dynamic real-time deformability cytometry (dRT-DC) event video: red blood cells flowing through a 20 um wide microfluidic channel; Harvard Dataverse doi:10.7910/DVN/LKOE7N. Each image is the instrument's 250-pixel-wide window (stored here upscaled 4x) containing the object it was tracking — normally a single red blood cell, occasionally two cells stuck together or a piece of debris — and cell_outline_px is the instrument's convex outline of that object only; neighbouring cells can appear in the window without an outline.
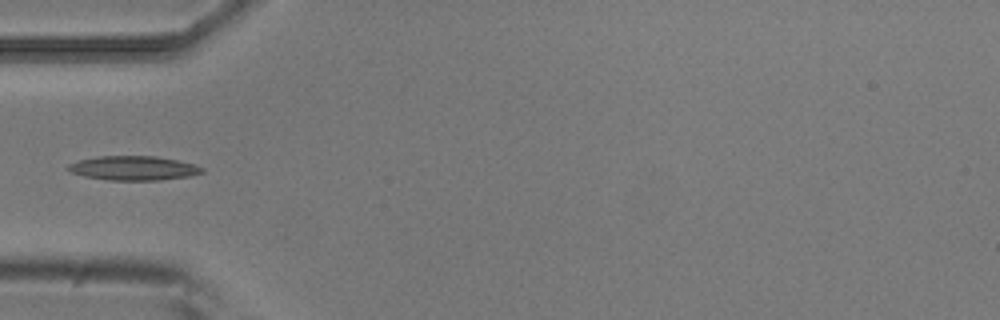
{"species": "common noctule bat (a hibernating species)", "species_latin": "Nyctalus noctula", "temperature_condition": "room temperature", "stored_images_in_passage": 5, "camera_frame_rate_fps": 3000, "um_per_image_px": 0.085, "animal": {"sex": "male", "body_mass_g": 20.5, "forearm_length_mm": 52.5}, "frame": {"image": 1, "passage_image": 1, "time_ms": 0.0, "image_size_px": [1000, 320], "cell_outline_px": [[204, 172], [188, 176], [160, 180], [108, 180], [84, 176], [72, 172], [64, 168], [68, 164], [80, 160], [96, 156], [156, 156], [176, 160], [192, 164], [204, 168]], "centroid_in_image_um": [11.31, 14.29], "position_along_channel_um": 73.7, "area_um2": 18.84}}
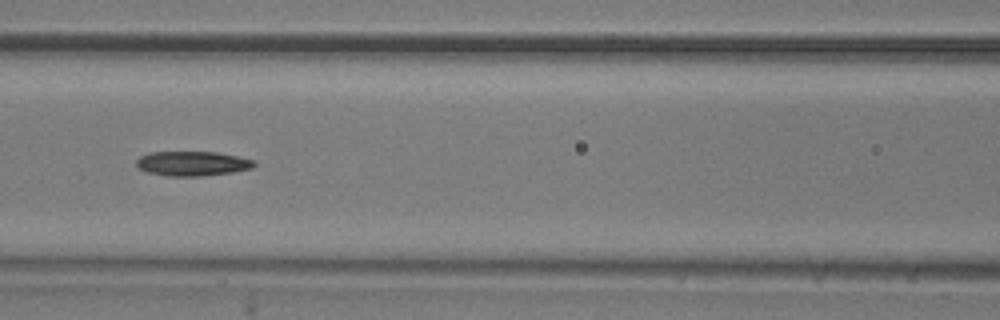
{"frame": {"image": 2, "passage_image": 3, "time_ms": 0.667, "image_size_px": [1000, 320], "cell_outline_px": [[256, 164], [252, 168], [232, 172], [200, 176], [168, 176], [148, 172], [140, 168], [136, 164], [136, 160], [140, 156], [152, 152], [216, 152], [256, 160]], "centroid_in_image_um": [16.37, 13.9], "position_along_channel_um": 150.2, "area_um2": 16.76}}
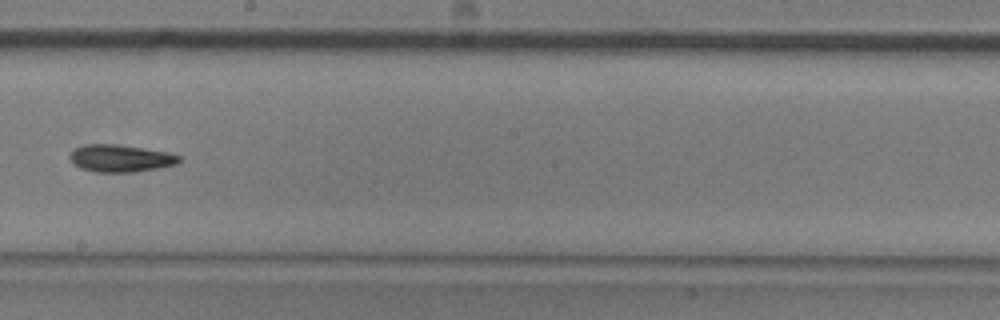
{"frame": {"image": 3, "passage_image": 5, "time_ms": 1.333, "image_size_px": [1000, 320], "cell_outline_px": [[180, 160], [176, 164], [136, 172], [96, 172], [80, 168], [72, 164], [68, 156], [72, 148], [84, 144], [116, 144], [168, 152], [180, 156]], "centroid_in_image_um": [10.16, 13.45], "position_along_channel_um": 238.0, "area_um2": 17.51}}